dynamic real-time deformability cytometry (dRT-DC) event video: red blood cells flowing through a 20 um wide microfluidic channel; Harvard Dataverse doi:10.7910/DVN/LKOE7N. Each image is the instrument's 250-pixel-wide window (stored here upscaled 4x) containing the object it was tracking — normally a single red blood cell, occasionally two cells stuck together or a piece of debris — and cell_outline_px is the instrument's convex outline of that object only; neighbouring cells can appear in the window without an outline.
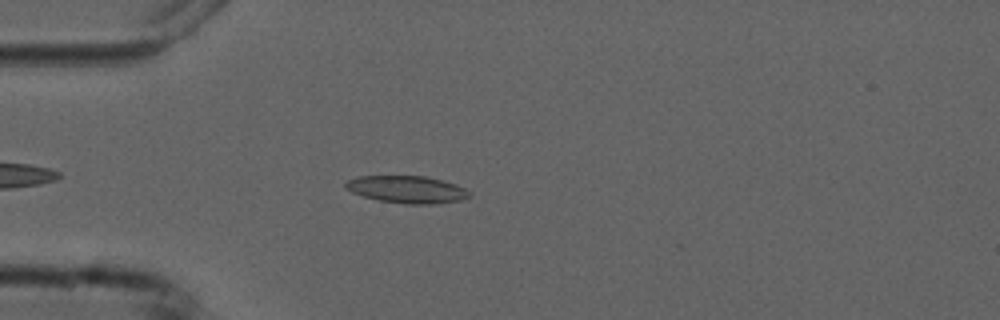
{"species": "common noctule bat (a hibernating species)", "species_latin": "Nyctalus noctula", "temperature_condition": "cold", "stored_images_in_passage": 4, "camera_frame_rate_fps": 3000, "um_per_image_px": 0.085, "animal": {"sex": "male", "forearm_length_mm": 52.5}, "frame": {"image": 1, "passage_image": 3, "time_ms": 2.333, "image_size_px": [1000, 320], "cell_outline_px": [[472, 196], [460, 200], [436, 204], [404, 204], [380, 200], [364, 196], [352, 192], [344, 188], [344, 184], [348, 180], [360, 176], [424, 176], [456, 184], [472, 192]], "centroid_in_image_um": [34.62, 16.11], "position_along_channel_um": 50.4, "area_um2": 19.65}}